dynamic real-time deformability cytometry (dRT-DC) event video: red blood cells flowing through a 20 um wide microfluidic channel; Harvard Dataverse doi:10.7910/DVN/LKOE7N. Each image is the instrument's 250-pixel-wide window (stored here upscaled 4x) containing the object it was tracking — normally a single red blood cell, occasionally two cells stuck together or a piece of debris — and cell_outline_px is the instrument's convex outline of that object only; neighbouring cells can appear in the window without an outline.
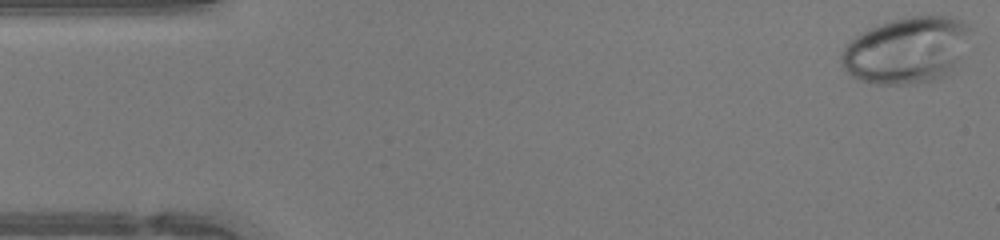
{"species": "human", "species_latin": "Homo sapiens", "temperature_condition": "warm", "stored_images_in_passage": 46, "camera_frame_rate_fps": 3000, "um_per_image_px": 0.085, "donor": {"sex": "female"}, "frame": {"image": 1, "passage_image": 1, "time_ms": 0.0, "image_size_px": [1000, 240], "cell_outline_px": [[972, 28], [960, 56], [948, 72], [940, 80], [928, 84], [876, 84], [860, 80], [852, 76], [844, 68], [840, 56], [840, 52], [860, 32], [868, 28], [892, 20], [912, 16], [952, 16], [964, 20]], "centroid_in_image_um": [77.06, 4.27], "position_along_channel_um": 7.9, "area_um2": 50.05}}
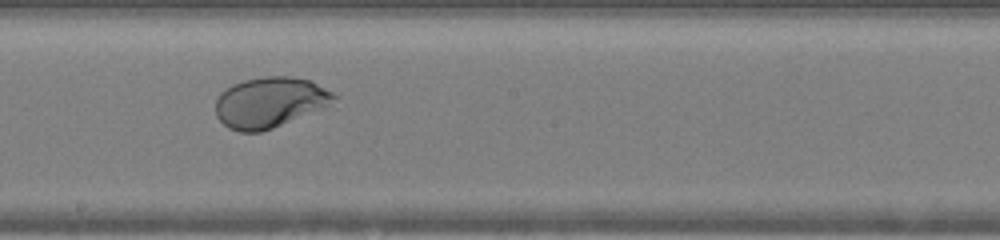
{"frame": {"image": 2, "passage_image": 25, "time_ms": 8.0, "image_size_px": [1000, 240], "cell_outline_px": [[340, 96], [320, 108], [272, 128], [260, 132], [240, 132], [228, 128], [216, 116], [216, 100], [220, 92], [232, 84], [244, 80], [264, 76], [292, 76], [312, 80]], "centroid_in_image_um": [22.9, 8.67], "position_along_channel_um": 225.3, "area_um2": 34.62}}
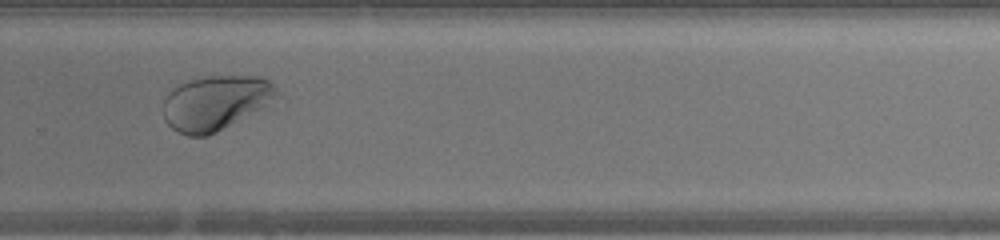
{"frame": {"image": 3, "passage_image": 31, "time_ms": 10.0, "image_size_px": [1000, 240], "cell_outline_px": [[276, 92], [268, 104], [216, 132], [208, 136], [188, 136], [172, 128], [164, 120], [164, 100], [168, 92], [172, 88], [180, 84], [204, 76], [260, 76], [268, 80], [272, 84]], "centroid_in_image_um": [18.25, 8.73], "position_along_channel_um": 311.5, "area_um2": 35.43}, "authors_computed_cell_mechanics": {"area_um2": 41.9917, "velocity_mm_per_s": 4.3249, "shape_relaxation_time_tau1_ms": 3.088, "shape_relaxation_time_tau2_ms": null, "deformation_change_tau1": 0.1634, "deformation_change_tau2": null}}